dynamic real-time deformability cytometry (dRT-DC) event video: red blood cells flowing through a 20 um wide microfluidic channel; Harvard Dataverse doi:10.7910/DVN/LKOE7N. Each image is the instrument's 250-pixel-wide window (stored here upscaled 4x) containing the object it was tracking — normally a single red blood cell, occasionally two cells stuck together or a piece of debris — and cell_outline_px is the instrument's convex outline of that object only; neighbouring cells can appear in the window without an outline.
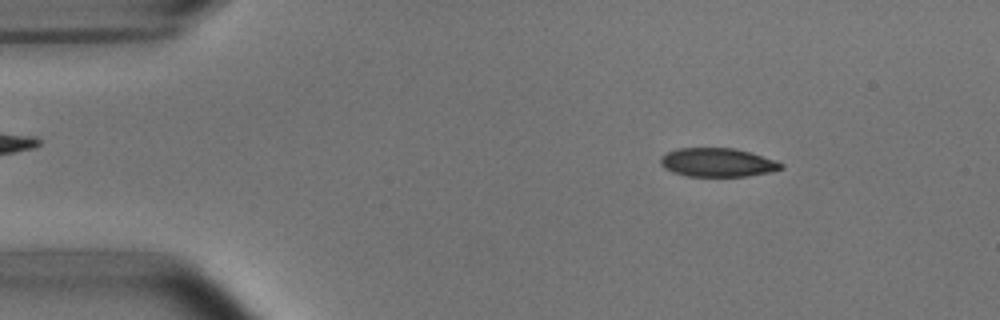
{"species": "common noctule bat (a hibernating species)", "species_latin": "Nyctalus noctula", "temperature_condition": "room temperature", "stored_images_in_passage": 15, "camera_frame_rate_fps": 3000, "um_per_image_px": 0.085, "animal": {"sex": "male", "body_mass_g": 15.6}, "frame": {"image": 1, "passage_image": 7, "time_ms": 2.0, "image_size_px": [1000, 320], "cell_outline_px": [[784, 168], [768, 172], [744, 176], [688, 176], [672, 172], [664, 168], [660, 164], [660, 156], [668, 152], [680, 148], [732, 148], [748, 152], [784, 164]], "centroid_in_image_um": [60.92, 13.81], "position_along_channel_um": 24.1, "area_um2": 19.83}}